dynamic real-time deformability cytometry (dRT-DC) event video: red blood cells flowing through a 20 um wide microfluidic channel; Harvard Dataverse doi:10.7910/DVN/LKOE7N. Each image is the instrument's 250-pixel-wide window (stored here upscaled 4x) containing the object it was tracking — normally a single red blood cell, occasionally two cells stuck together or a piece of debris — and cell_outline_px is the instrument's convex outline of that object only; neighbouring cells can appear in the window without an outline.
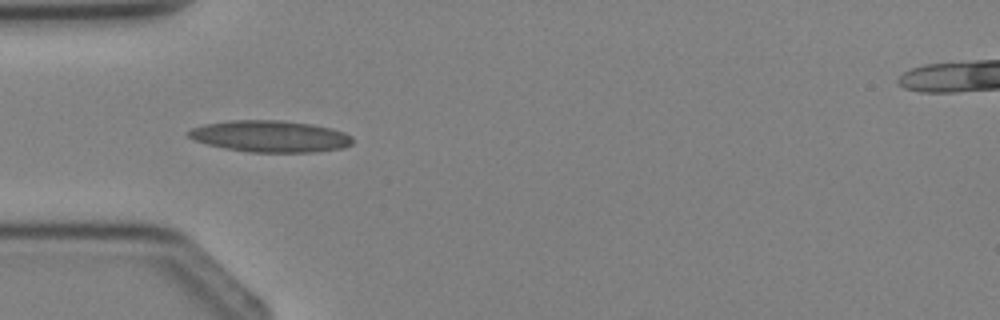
{"species": "Egyptian fruit bat (a non-hibernating species)", "species_latin": "Rousettus aegyptiacus", "temperature_condition": "cold", "stored_images_in_passage": 4, "camera_frame_rate_fps": 3000, "um_per_image_px": 0.085, "animal": {"sex": "female"}, "frame": {"image": 1, "passage_image": 4, "time_ms": 3.333, "image_size_px": [1000, 320], "cell_outline_px": [[352, 144], [344, 148], [316, 152], [252, 152], [228, 148], [208, 144], [192, 140], [184, 132], [192, 128], [204, 124], [232, 120], [284, 120], [312, 124], [332, 128], [344, 132], [352, 136]], "centroid_in_image_um": [22.98, 11.58], "position_along_channel_um": 62.0, "area_um2": 30.35}}